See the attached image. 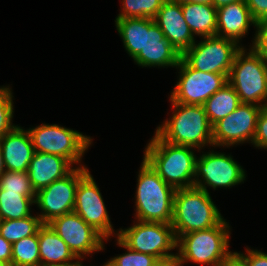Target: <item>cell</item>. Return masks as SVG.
I'll return each instance as SVG.
<instances>
[{
	"label": "cell",
	"instance_id": "obj_35",
	"mask_svg": "<svg viewBox=\"0 0 267 266\" xmlns=\"http://www.w3.org/2000/svg\"><path fill=\"white\" fill-rule=\"evenodd\" d=\"M246 254L236 252L248 266H267V254L247 248Z\"/></svg>",
	"mask_w": 267,
	"mask_h": 266
},
{
	"label": "cell",
	"instance_id": "obj_8",
	"mask_svg": "<svg viewBox=\"0 0 267 266\" xmlns=\"http://www.w3.org/2000/svg\"><path fill=\"white\" fill-rule=\"evenodd\" d=\"M35 152L58 155L72 164L81 162L92 138L57 124H42L28 129Z\"/></svg>",
	"mask_w": 267,
	"mask_h": 266
},
{
	"label": "cell",
	"instance_id": "obj_39",
	"mask_svg": "<svg viewBox=\"0 0 267 266\" xmlns=\"http://www.w3.org/2000/svg\"><path fill=\"white\" fill-rule=\"evenodd\" d=\"M155 266H179L176 259L159 261Z\"/></svg>",
	"mask_w": 267,
	"mask_h": 266
},
{
	"label": "cell",
	"instance_id": "obj_7",
	"mask_svg": "<svg viewBox=\"0 0 267 266\" xmlns=\"http://www.w3.org/2000/svg\"><path fill=\"white\" fill-rule=\"evenodd\" d=\"M117 237L131 250L149 254L158 261L176 259L177 254L169 252L177 249L171 224L137 220L131 227L120 229Z\"/></svg>",
	"mask_w": 267,
	"mask_h": 266
},
{
	"label": "cell",
	"instance_id": "obj_5",
	"mask_svg": "<svg viewBox=\"0 0 267 266\" xmlns=\"http://www.w3.org/2000/svg\"><path fill=\"white\" fill-rule=\"evenodd\" d=\"M229 224L223 219L218 225L181 235L177 239L179 266L187 261L210 266H222L234 253L229 250Z\"/></svg>",
	"mask_w": 267,
	"mask_h": 266
},
{
	"label": "cell",
	"instance_id": "obj_18",
	"mask_svg": "<svg viewBox=\"0 0 267 266\" xmlns=\"http://www.w3.org/2000/svg\"><path fill=\"white\" fill-rule=\"evenodd\" d=\"M5 170L27 171L35 153L28 130L16 125L0 137Z\"/></svg>",
	"mask_w": 267,
	"mask_h": 266
},
{
	"label": "cell",
	"instance_id": "obj_37",
	"mask_svg": "<svg viewBox=\"0 0 267 266\" xmlns=\"http://www.w3.org/2000/svg\"><path fill=\"white\" fill-rule=\"evenodd\" d=\"M222 266H248L247 263L234 252Z\"/></svg>",
	"mask_w": 267,
	"mask_h": 266
},
{
	"label": "cell",
	"instance_id": "obj_19",
	"mask_svg": "<svg viewBox=\"0 0 267 266\" xmlns=\"http://www.w3.org/2000/svg\"><path fill=\"white\" fill-rule=\"evenodd\" d=\"M257 22L253 19L245 0L217 8L216 36L235 41L239 45L249 27Z\"/></svg>",
	"mask_w": 267,
	"mask_h": 266
},
{
	"label": "cell",
	"instance_id": "obj_13",
	"mask_svg": "<svg viewBox=\"0 0 267 266\" xmlns=\"http://www.w3.org/2000/svg\"><path fill=\"white\" fill-rule=\"evenodd\" d=\"M48 225L80 261L84 255L101 251L105 247V238L75 212L57 217Z\"/></svg>",
	"mask_w": 267,
	"mask_h": 266
},
{
	"label": "cell",
	"instance_id": "obj_16",
	"mask_svg": "<svg viewBox=\"0 0 267 266\" xmlns=\"http://www.w3.org/2000/svg\"><path fill=\"white\" fill-rule=\"evenodd\" d=\"M153 20L180 54L196 42L185 21L179 0H165Z\"/></svg>",
	"mask_w": 267,
	"mask_h": 266
},
{
	"label": "cell",
	"instance_id": "obj_4",
	"mask_svg": "<svg viewBox=\"0 0 267 266\" xmlns=\"http://www.w3.org/2000/svg\"><path fill=\"white\" fill-rule=\"evenodd\" d=\"M136 190V217L139 221L171 224L176 189L167 184L143 158Z\"/></svg>",
	"mask_w": 267,
	"mask_h": 266
},
{
	"label": "cell",
	"instance_id": "obj_32",
	"mask_svg": "<svg viewBox=\"0 0 267 266\" xmlns=\"http://www.w3.org/2000/svg\"><path fill=\"white\" fill-rule=\"evenodd\" d=\"M252 144L258 148H267V105L263 106L259 113Z\"/></svg>",
	"mask_w": 267,
	"mask_h": 266
},
{
	"label": "cell",
	"instance_id": "obj_23",
	"mask_svg": "<svg viewBox=\"0 0 267 266\" xmlns=\"http://www.w3.org/2000/svg\"><path fill=\"white\" fill-rule=\"evenodd\" d=\"M116 28L124 47L135 58L145 49L146 32L155 23L152 18H121L116 19Z\"/></svg>",
	"mask_w": 267,
	"mask_h": 266
},
{
	"label": "cell",
	"instance_id": "obj_14",
	"mask_svg": "<svg viewBox=\"0 0 267 266\" xmlns=\"http://www.w3.org/2000/svg\"><path fill=\"white\" fill-rule=\"evenodd\" d=\"M262 107L255 104H240L227 117L212 127L213 147H230L246 141L253 143L256 125Z\"/></svg>",
	"mask_w": 267,
	"mask_h": 266
},
{
	"label": "cell",
	"instance_id": "obj_36",
	"mask_svg": "<svg viewBox=\"0 0 267 266\" xmlns=\"http://www.w3.org/2000/svg\"><path fill=\"white\" fill-rule=\"evenodd\" d=\"M12 244L0 235V261L12 266Z\"/></svg>",
	"mask_w": 267,
	"mask_h": 266
},
{
	"label": "cell",
	"instance_id": "obj_33",
	"mask_svg": "<svg viewBox=\"0 0 267 266\" xmlns=\"http://www.w3.org/2000/svg\"><path fill=\"white\" fill-rule=\"evenodd\" d=\"M252 46L267 59V19L256 25Z\"/></svg>",
	"mask_w": 267,
	"mask_h": 266
},
{
	"label": "cell",
	"instance_id": "obj_38",
	"mask_svg": "<svg viewBox=\"0 0 267 266\" xmlns=\"http://www.w3.org/2000/svg\"><path fill=\"white\" fill-rule=\"evenodd\" d=\"M237 1H242V0H213V6L215 8H220L222 6H225L227 4H231Z\"/></svg>",
	"mask_w": 267,
	"mask_h": 266
},
{
	"label": "cell",
	"instance_id": "obj_28",
	"mask_svg": "<svg viewBox=\"0 0 267 266\" xmlns=\"http://www.w3.org/2000/svg\"><path fill=\"white\" fill-rule=\"evenodd\" d=\"M165 0H122V10L116 19L154 18Z\"/></svg>",
	"mask_w": 267,
	"mask_h": 266
},
{
	"label": "cell",
	"instance_id": "obj_20",
	"mask_svg": "<svg viewBox=\"0 0 267 266\" xmlns=\"http://www.w3.org/2000/svg\"><path fill=\"white\" fill-rule=\"evenodd\" d=\"M72 165L61 156L35 152L27 170L35 192L68 175L75 168Z\"/></svg>",
	"mask_w": 267,
	"mask_h": 266
},
{
	"label": "cell",
	"instance_id": "obj_24",
	"mask_svg": "<svg viewBox=\"0 0 267 266\" xmlns=\"http://www.w3.org/2000/svg\"><path fill=\"white\" fill-rule=\"evenodd\" d=\"M242 104L235 89L227 83L216 91L204 104V110L213 126L220 119L227 117Z\"/></svg>",
	"mask_w": 267,
	"mask_h": 266
},
{
	"label": "cell",
	"instance_id": "obj_9",
	"mask_svg": "<svg viewBox=\"0 0 267 266\" xmlns=\"http://www.w3.org/2000/svg\"><path fill=\"white\" fill-rule=\"evenodd\" d=\"M181 54L191 67L201 72L224 74L227 78L236 52L242 47L235 41L218 37H203Z\"/></svg>",
	"mask_w": 267,
	"mask_h": 266
},
{
	"label": "cell",
	"instance_id": "obj_10",
	"mask_svg": "<svg viewBox=\"0 0 267 266\" xmlns=\"http://www.w3.org/2000/svg\"><path fill=\"white\" fill-rule=\"evenodd\" d=\"M79 165L68 175L36 192L34 203L41 209L38 217L42 224H48L57 217L73 212L78 183L89 172L87 167Z\"/></svg>",
	"mask_w": 267,
	"mask_h": 266
},
{
	"label": "cell",
	"instance_id": "obj_31",
	"mask_svg": "<svg viewBox=\"0 0 267 266\" xmlns=\"http://www.w3.org/2000/svg\"><path fill=\"white\" fill-rule=\"evenodd\" d=\"M13 110L12 90L9 86H2L0 88V137L15 127L11 122Z\"/></svg>",
	"mask_w": 267,
	"mask_h": 266
},
{
	"label": "cell",
	"instance_id": "obj_29",
	"mask_svg": "<svg viewBox=\"0 0 267 266\" xmlns=\"http://www.w3.org/2000/svg\"><path fill=\"white\" fill-rule=\"evenodd\" d=\"M0 190L18 192L21 195H36L27 171L14 172L5 170L0 176Z\"/></svg>",
	"mask_w": 267,
	"mask_h": 266
},
{
	"label": "cell",
	"instance_id": "obj_40",
	"mask_svg": "<svg viewBox=\"0 0 267 266\" xmlns=\"http://www.w3.org/2000/svg\"><path fill=\"white\" fill-rule=\"evenodd\" d=\"M180 2H188V3H198V4H206L213 5V0H179Z\"/></svg>",
	"mask_w": 267,
	"mask_h": 266
},
{
	"label": "cell",
	"instance_id": "obj_3",
	"mask_svg": "<svg viewBox=\"0 0 267 266\" xmlns=\"http://www.w3.org/2000/svg\"><path fill=\"white\" fill-rule=\"evenodd\" d=\"M223 219L209 192L195 186L176 189L171 221L176 239L193 231L210 229Z\"/></svg>",
	"mask_w": 267,
	"mask_h": 266
},
{
	"label": "cell",
	"instance_id": "obj_2",
	"mask_svg": "<svg viewBox=\"0 0 267 266\" xmlns=\"http://www.w3.org/2000/svg\"><path fill=\"white\" fill-rule=\"evenodd\" d=\"M174 109L170 120H165L156 129V133L171 144L202 149L212 145V125L203 105L176 103L171 101Z\"/></svg>",
	"mask_w": 267,
	"mask_h": 266
},
{
	"label": "cell",
	"instance_id": "obj_11",
	"mask_svg": "<svg viewBox=\"0 0 267 266\" xmlns=\"http://www.w3.org/2000/svg\"><path fill=\"white\" fill-rule=\"evenodd\" d=\"M179 81L171 92L170 101L203 105L216 91L228 83L224 74L206 73L191 68L182 58L179 60Z\"/></svg>",
	"mask_w": 267,
	"mask_h": 266
},
{
	"label": "cell",
	"instance_id": "obj_26",
	"mask_svg": "<svg viewBox=\"0 0 267 266\" xmlns=\"http://www.w3.org/2000/svg\"><path fill=\"white\" fill-rule=\"evenodd\" d=\"M38 216H27L16 220H0V235L13 244L22 238L35 235L42 226Z\"/></svg>",
	"mask_w": 267,
	"mask_h": 266
},
{
	"label": "cell",
	"instance_id": "obj_12",
	"mask_svg": "<svg viewBox=\"0 0 267 266\" xmlns=\"http://www.w3.org/2000/svg\"><path fill=\"white\" fill-rule=\"evenodd\" d=\"M245 175L243 167L231 155L212 150L197 159L194 186L206 192H208L207 186L214 190L221 187L228 188L244 182ZM199 176L202 178L199 179Z\"/></svg>",
	"mask_w": 267,
	"mask_h": 266
},
{
	"label": "cell",
	"instance_id": "obj_21",
	"mask_svg": "<svg viewBox=\"0 0 267 266\" xmlns=\"http://www.w3.org/2000/svg\"><path fill=\"white\" fill-rule=\"evenodd\" d=\"M38 242L40 266H66L79 260L48 224L38 229Z\"/></svg>",
	"mask_w": 267,
	"mask_h": 266
},
{
	"label": "cell",
	"instance_id": "obj_22",
	"mask_svg": "<svg viewBox=\"0 0 267 266\" xmlns=\"http://www.w3.org/2000/svg\"><path fill=\"white\" fill-rule=\"evenodd\" d=\"M181 9L193 35L202 38L216 36L217 8L213 5L181 2Z\"/></svg>",
	"mask_w": 267,
	"mask_h": 266
},
{
	"label": "cell",
	"instance_id": "obj_17",
	"mask_svg": "<svg viewBox=\"0 0 267 266\" xmlns=\"http://www.w3.org/2000/svg\"><path fill=\"white\" fill-rule=\"evenodd\" d=\"M181 54L165 38L159 26L154 23L146 32L145 49L133 59L142 67H177Z\"/></svg>",
	"mask_w": 267,
	"mask_h": 266
},
{
	"label": "cell",
	"instance_id": "obj_34",
	"mask_svg": "<svg viewBox=\"0 0 267 266\" xmlns=\"http://www.w3.org/2000/svg\"><path fill=\"white\" fill-rule=\"evenodd\" d=\"M245 2L257 23L267 19V0H245Z\"/></svg>",
	"mask_w": 267,
	"mask_h": 266
},
{
	"label": "cell",
	"instance_id": "obj_43",
	"mask_svg": "<svg viewBox=\"0 0 267 266\" xmlns=\"http://www.w3.org/2000/svg\"><path fill=\"white\" fill-rule=\"evenodd\" d=\"M0 266H7V265L3 263L2 261H0Z\"/></svg>",
	"mask_w": 267,
	"mask_h": 266
},
{
	"label": "cell",
	"instance_id": "obj_25",
	"mask_svg": "<svg viewBox=\"0 0 267 266\" xmlns=\"http://www.w3.org/2000/svg\"><path fill=\"white\" fill-rule=\"evenodd\" d=\"M36 195H21L18 192L0 190V220H16L31 215Z\"/></svg>",
	"mask_w": 267,
	"mask_h": 266
},
{
	"label": "cell",
	"instance_id": "obj_30",
	"mask_svg": "<svg viewBox=\"0 0 267 266\" xmlns=\"http://www.w3.org/2000/svg\"><path fill=\"white\" fill-rule=\"evenodd\" d=\"M117 244L127 250V253L111 258L103 266H155L159 261L149 255L131 250L118 237Z\"/></svg>",
	"mask_w": 267,
	"mask_h": 266
},
{
	"label": "cell",
	"instance_id": "obj_1",
	"mask_svg": "<svg viewBox=\"0 0 267 266\" xmlns=\"http://www.w3.org/2000/svg\"><path fill=\"white\" fill-rule=\"evenodd\" d=\"M175 189L194 186L197 156L193 148L164 141L156 132L143 157Z\"/></svg>",
	"mask_w": 267,
	"mask_h": 266
},
{
	"label": "cell",
	"instance_id": "obj_6",
	"mask_svg": "<svg viewBox=\"0 0 267 266\" xmlns=\"http://www.w3.org/2000/svg\"><path fill=\"white\" fill-rule=\"evenodd\" d=\"M245 50L241 47L236 52L227 80L241 103L263 107L267 105V59L253 46Z\"/></svg>",
	"mask_w": 267,
	"mask_h": 266
},
{
	"label": "cell",
	"instance_id": "obj_41",
	"mask_svg": "<svg viewBox=\"0 0 267 266\" xmlns=\"http://www.w3.org/2000/svg\"><path fill=\"white\" fill-rule=\"evenodd\" d=\"M4 171H5V166H4V160H3L2 150L0 146V176L4 173Z\"/></svg>",
	"mask_w": 267,
	"mask_h": 266
},
{
	"label": "cell",
	"instance_id": "obj_42",
	"mask_svg": "<svg viewBox=\"0 0 267 266\" xmlns=\"http://www.w3.org/2000/svg\"><path fill=\"white\" fill-rule=\"evenodd\" d=\"M66 266H83V264L80 261L73 262V264L66 265Z\"/></svg>",
	"mask_w": 267,
	"mask_h": 266
},
{
	"label": "cell",
	"instance_id": "obj_27",
	"mask_svg": "<svg viewBox=\"0 0 267 266\" xmlns=\"http://www.w3.org/2000/svg\"><path fill=\"white\" fill-rule=\"evenodd\" d=\"M12 266H40L38 232L12 244Z\"/></svg>",
	"mask_w": 267,
	"mask_h": 266
},
{
	"label": "cell",
	"instance_id": "obj_15",
	"mask_svg": "<svg viewBox=\"0 0 267 266\" xmlns=\"http://www.w3.org/2000/svg\"><path fill=\"white\" fill-rule=\"evenodd\" d=\"M73 212L99 232L106 241L115 234L101 192L90 172L78 183Z\"/></svg>",
	"mask_w": 267,
	"mask_h": 266
}]
</instances>
